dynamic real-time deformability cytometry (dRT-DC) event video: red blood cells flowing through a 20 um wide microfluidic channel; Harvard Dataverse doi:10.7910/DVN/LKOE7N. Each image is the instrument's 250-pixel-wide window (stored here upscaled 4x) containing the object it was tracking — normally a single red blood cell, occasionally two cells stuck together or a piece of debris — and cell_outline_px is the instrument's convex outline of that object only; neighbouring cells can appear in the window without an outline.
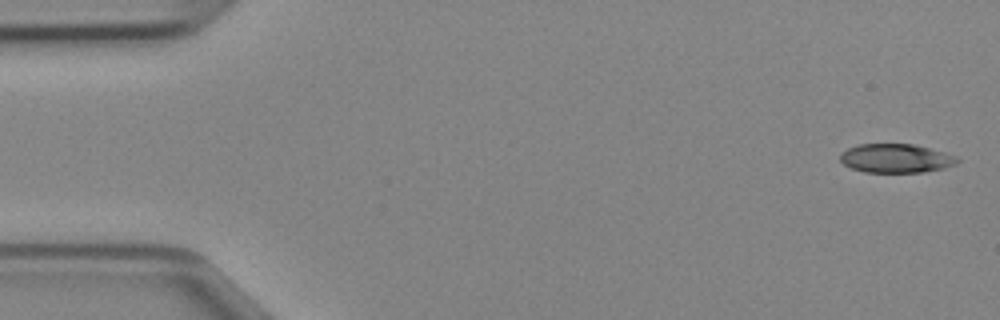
{"species": "Egyptian fruit bat (a non-hibernating species)", "species_latin": "Rousettus aegyptiacus", "temperature_condition": "cold", "stored_images_in_passage": 46, "camera_frame_rate_fps": 3000, "um_per_image_px": 0.085, "animal": {"sex": "female"}, "frame": {"image": 1, "passage_image": 1, "time_ms": 0.0, "image_size_px": [1000, 320], "cell_outline_px": [[960, 160], [956, 164], [944, 168], [924, 172], [864, 172], [852, 168], [844, 164], [840, 160], [840, 152], [848, 148], [860, 144], [912, 144], [944, 152], [956, 156]], "centroid_in_image_um": [76.15, 13.46], "position_along_channel_um": 8.9, "area_um2": 19.65}}
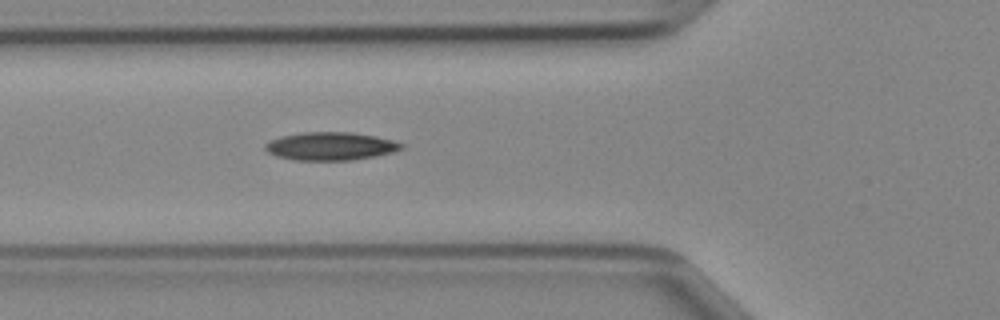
{"frame": {"image": 2, "passage_image": 16, "time_ms": 5.0, "image_size_px": [1000, 320], "cell_outline_px": [[404, 148], [392, 152], [352, 160], [292, 160], [276, 156], [268, 152], [264, 148], [264, 144], [280, 136], [304, 132], [348, 132], [376, 136], [392, 140], [404, 144]], "centroid_in_image_um": [28.07, 12.42], "position_along_channel_um": 97.7, "area_um2": 22.2}}
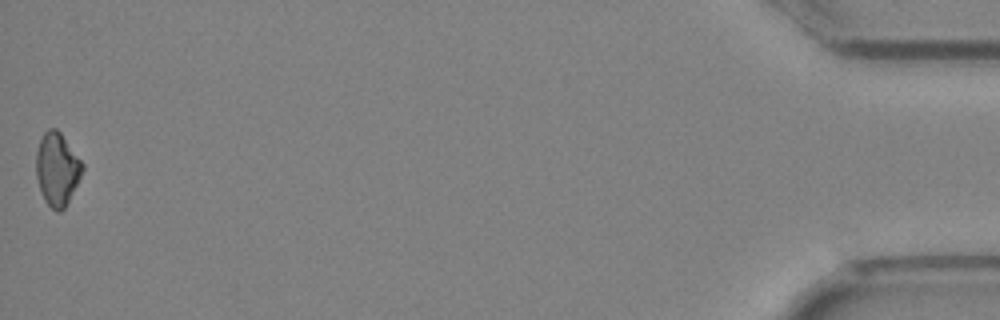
{"frame": {"image": 3, "passage_image": 46, "time_ms": 15.0, "image_size_px": [1000, 320], "cell_outline_px": [[84, 168], [64, 208], [60, 212], [56, 212], [44, 200], [36, 176], [36, 152], [40, 140], [44, 132], [48, 128], [56, 128], [60, 132], [84, 164]], "centroid_in_image_um": [4.84, 14.35], "position_along_channel_um": 430.4, "area_um2": 19.36}}